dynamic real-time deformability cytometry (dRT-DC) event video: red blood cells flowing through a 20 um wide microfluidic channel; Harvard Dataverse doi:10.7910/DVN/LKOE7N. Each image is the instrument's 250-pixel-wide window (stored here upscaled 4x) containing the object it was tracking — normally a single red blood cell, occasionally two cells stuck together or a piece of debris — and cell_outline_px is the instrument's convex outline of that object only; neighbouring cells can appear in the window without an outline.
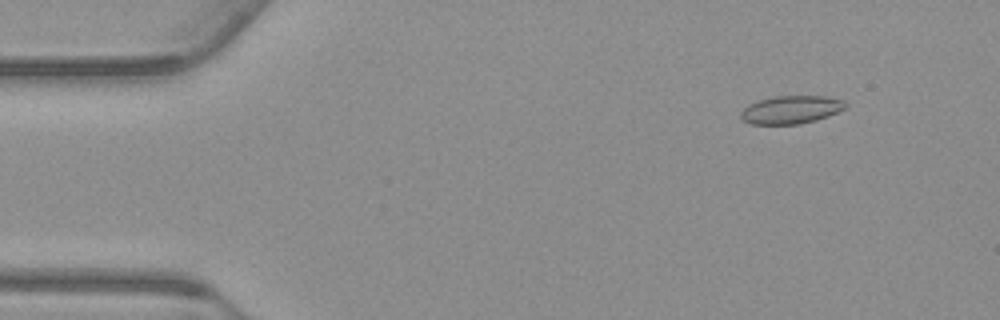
{"species": "common noctule bat (a hibernating species)", "species_latin": "Nyctalus noctula", "temperature_condition": "warm", "stored_images_in_passage": 55, "camera_frame_rate_fps": 3000, "um_per_image_px": 0.085, "animal": {"sex": "male", "body_mass_g": 23.1, "forearm_length_mm": 52.7}, "frame": {"image": 1, "passage_image": 6, "time_ms": 1.667, "image_size_px": [1000, 320], "cell_outline_px": [[848, 108], [828, 116], [816, 120], [800, 124], [752, 124], [744, 120], [740, 116], [740, 112], [748, 104], [760, 100], [776, 96], [824, 96], [844, 100], [848, 104]], "centroid_in_image_um": [67.29, 9.32], "position_along_channel_um": 17.7, "area_um2": 17.17}}
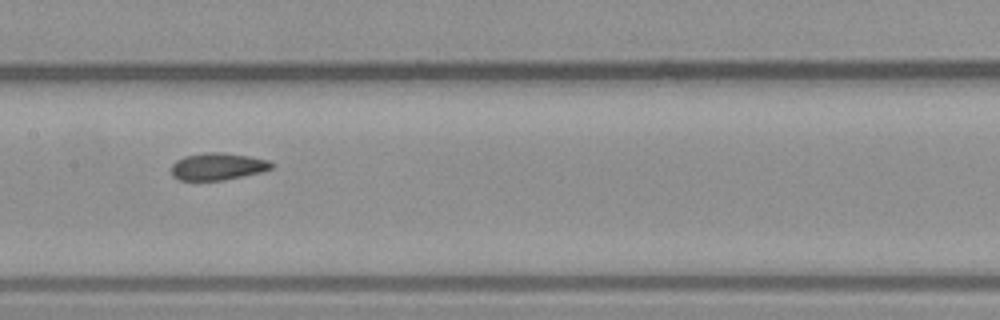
{"frame": {"image": 2, "passage_image": 27, "time_ms": 8.667, "image_size_px": [1000, 320], "cell_outline_px": [[276, 164], [272, 168], [260, 172], [224, 180], [180, 180], [172, 176], [172, 164], [176, 160], [184, 156], [208, 152], [224, 152], [248, 156], [268, 160]], "centroid_in_image_um": [18.51, 14.14], "position_along_channel_um": 188.9, "area_um2": 15.84}}
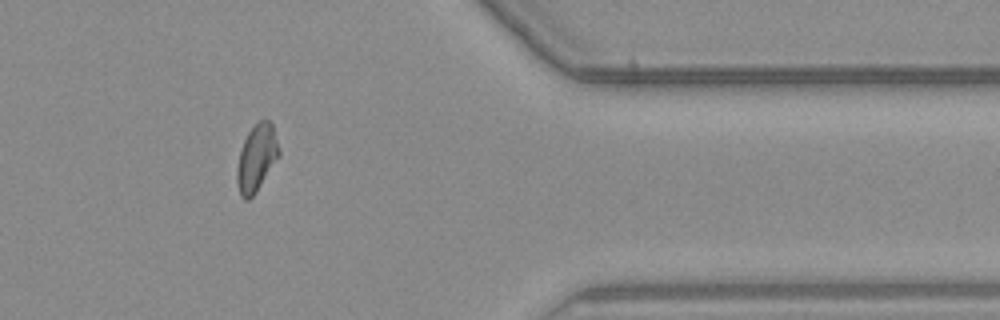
{"frame": {"image": 3, "passage_image": 45, "time_ms": 14.667, "image_size_px": [1000, 320], "cell_outline_px": [[280, 156], [252, 196], [248, 200], [244, 200], [240, 196], [236, 184], [236, 168], [240, 152], [244, 140], [248, 132], [260, 120], [268, 120], [272, 124], [280, 152]], "centroid_in_image_um": [21.79, 13.45], "position_along_channel_um": 389.6, "area_um2": 16.18}, "authors_computed_cell_mechanics": {"area_um2": 16.2996, "velocity_mm_per_s": 3.7581, "shape_relaxation_time_tau1_ms": null, "shape_relaxation_time_tau2_ms": 2.3146, "deformation_change_tau1": null, "deformation_change_tau2": 0.0826}}